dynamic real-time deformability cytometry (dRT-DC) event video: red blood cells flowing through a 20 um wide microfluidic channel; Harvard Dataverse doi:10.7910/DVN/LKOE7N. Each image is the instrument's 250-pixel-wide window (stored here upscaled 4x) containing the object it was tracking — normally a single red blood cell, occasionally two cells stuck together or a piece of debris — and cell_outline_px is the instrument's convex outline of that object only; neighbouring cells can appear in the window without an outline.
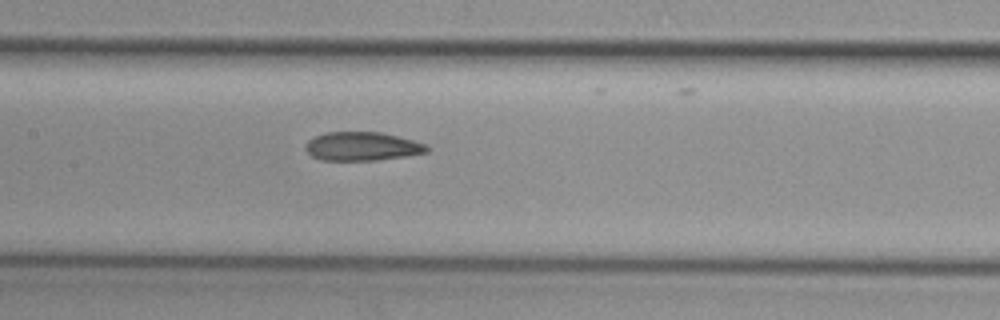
{"species": "common noctule bat (a hibernating species)", "species_latin": "Nyctalus noctula", "temperature_condition": "cold", "stored_images_in_passage": 8, "camera_frame_rate_fps": 3000, "um_per_image_px": 0.085, "animal": {"sex": "female", "body_mass_g": 29.2, "forearm_length_mm": 56.3}, "frame": {"image": 1, "passage_image": 8, "time_ms": 2.333, "image_size_px": [1000, 320], "cell_outline_px": [[432, 148], [428, 152], [404, 156], [376, 160], [320, 160], [312, 156], [304, 148], [308, 140], [324, 132], [380, 132], [428, 144]], "centroid_in_image_um": [30.8, 12.44], "position_along_channel_um": 176.6, "area_um2": 20.29}}